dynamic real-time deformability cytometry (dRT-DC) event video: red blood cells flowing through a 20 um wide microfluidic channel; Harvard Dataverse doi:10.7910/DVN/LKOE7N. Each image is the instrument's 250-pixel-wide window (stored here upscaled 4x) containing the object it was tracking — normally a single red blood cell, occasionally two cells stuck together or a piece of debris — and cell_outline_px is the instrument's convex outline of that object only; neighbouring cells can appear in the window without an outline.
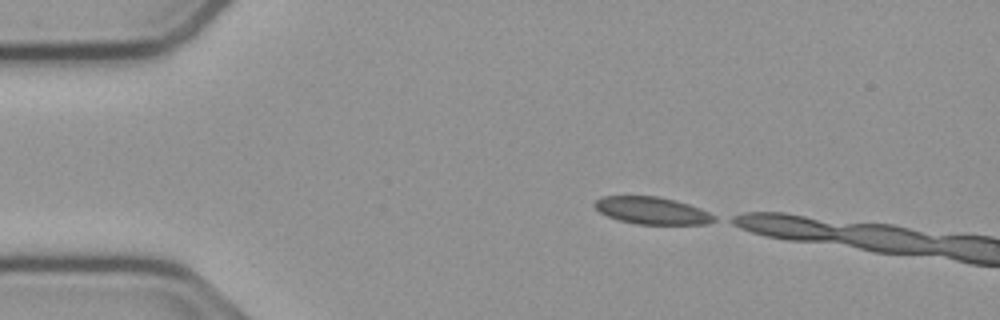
{"species": "common noctule bat (a hibernating species)", "species_latin": "Nyctalus noctula", "temperature_condition": "cold", "stored_images_in_passage": 4, "camera_frame_rate_fps": 3000, "um_per_image_px": 0.085, "animal": {"sex": "male", "body_mass_g": 23.1, "forearm_length_mm": 52.7}, "frame": {"image": 1, "passage_image": 1, "time_ms": 0.0, "image_size_px": [1000, 320], "cell_outline_px": [[716, 220], [708, 224], [636, 224], [620, 220], [608, 216], [600, 212], [592, 204], [600, 196], [656, 196], [676, 200], [700, 208], [716, 216]], "centroid_in_image_um": [55.42, 17.89], "position_along_channel_um": 29.6, "area_um2": 18.96}}